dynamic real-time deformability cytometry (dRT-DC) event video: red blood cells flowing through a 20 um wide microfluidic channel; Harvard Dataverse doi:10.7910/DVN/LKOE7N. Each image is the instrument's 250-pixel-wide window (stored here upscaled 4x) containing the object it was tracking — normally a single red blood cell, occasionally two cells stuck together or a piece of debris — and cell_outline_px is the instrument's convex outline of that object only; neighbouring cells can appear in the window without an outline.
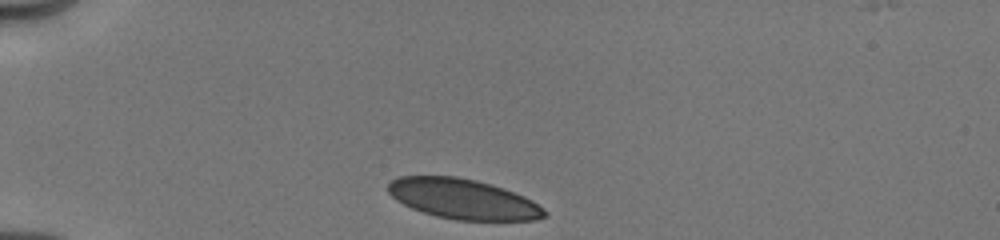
{"species": "human", "species_latin": "Homo sapiens", "temperature_condition": "cold", "stored_images_in_passage": 31, "camera_frame_rate_fps": 3000, "um_per_image_px": 0.085, "donor": {"sex": "male"}, "frame": {"image": 1, "passage_image": 1, "time_ms": 0.0, "image_size_px": [1000, 240], "cell_outline_px": [[548, 216], [536, 220], [456, 220], [436, 216], [412, 208], [396, 200], [388, 192], [388, 184], [392, 180], [400, 176], [456, 176], [476, 180], [504, 188], [524, 196], [532, 200], [544, 208], [548, 212]], "centroid_in_image_um": [39.39, 16.92], "position_along_channel_um": 45.6, "area_um2": 36.59}}
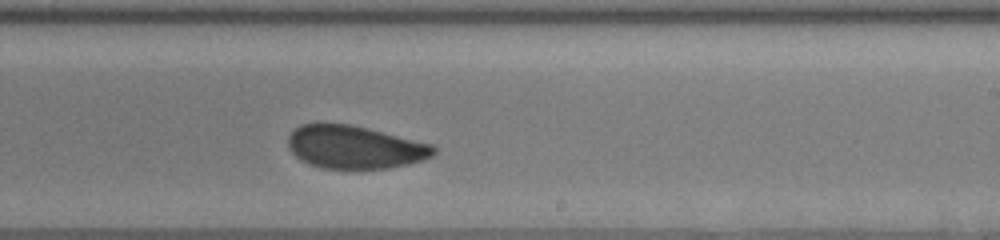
{"frame": {"image": 2, "passage_image": 19, "time_ms": 6.333, "image_size_px": [1000, 240], "cell_outline_px": [[436, 152], [432, 156], [424, 160], [408, 164], [388, 168], [320, 168], [308, 164], [300, 160], [288, 148], [288, 136], [300, 124], [348, 124], [368, 128], [432, 144], [436, 148]], "centroid_in_image_um": [30.15, 12.51], "position_along_channel_um": 258.8, "area_um2": 36.36}}
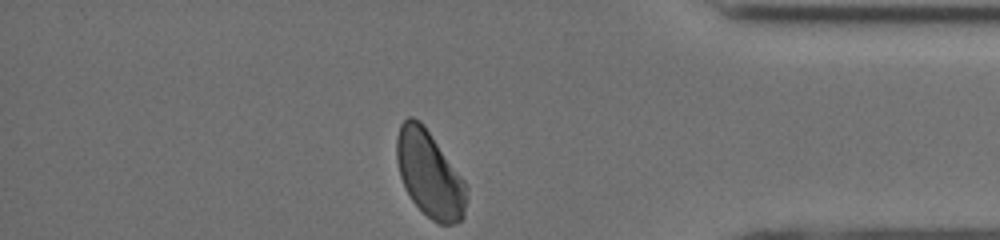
{"frame": {"image": 3, "passage_image": 31, "time_ms": 10.333, "image_size_px": [1000, 240], "cell_outline_px": [[468, 188], [464, 216], [460, 220], [452, 224], [440, 224], [432, 220], [412, 200], [400, 176], [396, 160], [396, 136], [400, 124], [408, 116], [412, 116], [420, 120], [424, 124], [464, 180]], "centroid_in_image_um": [36.51, 14.76], "position_along_channel_um": 398.7, "area_um2": 35.08}, "authors_computed_cell_mechanics": {"area_um2": 37.3388, "velocity_mm_per_s": 3.9896, "shape_relaxation_time_tau1_ms": 7.551, "shape_relaxation_time_tau2_ms": 0.9263, "deformation_change_tau1": 0.1133, "deformation_change_tau2": 0.0439}}